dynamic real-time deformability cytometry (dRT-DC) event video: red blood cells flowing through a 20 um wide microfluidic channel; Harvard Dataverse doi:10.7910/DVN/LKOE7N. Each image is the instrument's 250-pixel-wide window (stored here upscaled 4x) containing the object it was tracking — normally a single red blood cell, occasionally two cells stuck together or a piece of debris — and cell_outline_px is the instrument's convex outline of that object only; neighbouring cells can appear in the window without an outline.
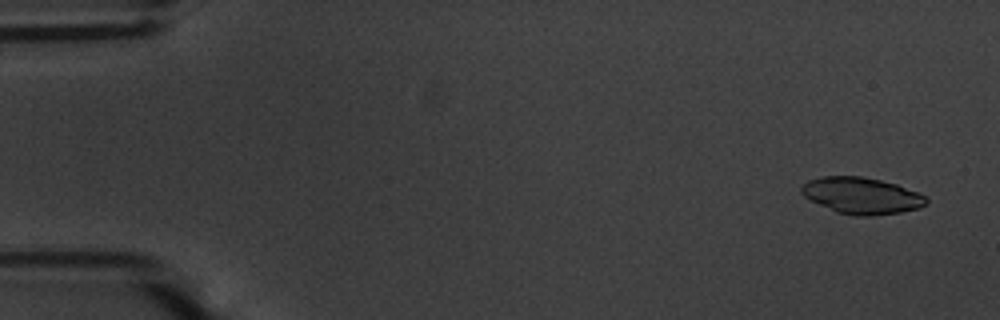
{"species": "common noctule bat (a hibernating species)", "species_latin": "Nyctalus noctula", "temperature_condition": "warm", "stored_images_in_passage": 55, "camera_frame_rate_fps": 3000, "um_per_image_px": 0.085, "animal": {"sex": "male", "body_mass_g": 20.1, "forearm_length_mm": 53.5}, "frame": {"image": 1, "passage_image": 3, "time_ms": 0.667, "image_size_px": [1000, 320], "cell_outline_px": [[928, 204], [920, 208], [900, 212], [872, 216], [856, 216], [836, 212], [804, 196], [800, 192], [800, 188], [808, 180], [820, 176], [860, 176], [880, 180], [896, 184], [920, 192], [928, 200]], "centroid_in_image_um": [73.26, 16.63], "position_along_channel_um": 11.7, "area_um2": 26.59}}
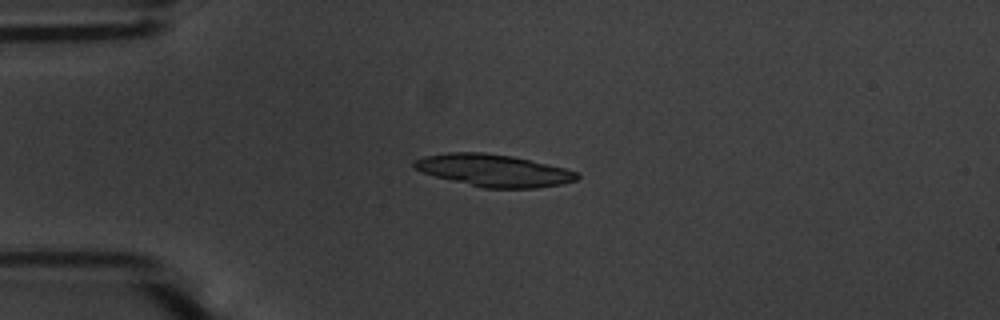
{"frame": {"image": 2, "passage_image": 14, "time_ms": 4.333, "image_size_px": [1000, 320], "cell_outline_px": [[580, 176], [576, 180], [560, 184], [536, 188], [484, 188], [436, 176], [424, 172], [416, 168], [412, 164], [416, 160], [424, 156], [448, 152], [484, 152], [512, 156], [548, 164], [564, 168], [576, 172]], "centroid_in_image_um": [41.98, 14.48], "position_along_channel_um": 43.0, "area_um2": 30.11}}